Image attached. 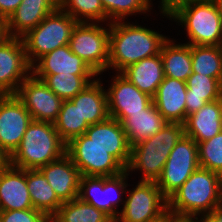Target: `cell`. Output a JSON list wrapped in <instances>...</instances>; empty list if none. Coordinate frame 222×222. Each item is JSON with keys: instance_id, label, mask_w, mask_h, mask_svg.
<instances>
[{"instance_id": "cell-1", "label": "cell", "mask_w": 222, "mask_h": 222, "mask_svg": "<svg viewBox=\"0 0 222 222\" xmlns=\"http://www.w3.org/2000/svg\"><path fill=\"white\" fill-rule=\"evenodd\" d=\"M168 39L157 31L137 24L110 22L108 69L121 73L142 59L156 56Z\"/></svg>"}, {"instance_id": "cell-2", "label": "cell", "mask_w": 222, "mask_h": 222, "mask_svg": "<svg viewBox=\"0 0 222 222\" xmlns=\"http://www.w3.org/2000/svg\"><path fill=\"white\" fill-rule=\"evenodd\" d=\"M161 14L186 28L189 45H222V17L213 0H180ZM184 25V26H183Z\"/></svg>"}, {"instance_id": "cell-3", "label": "cell", "mask_w": 222, "mask_h": 222, "mask_svg": "<svg viewBox=\"0 0 222 222\" xmlns=\"http://www.w3.org/2000/svg\"><path fill=\"white\" fill-rule=\"evenodd\" d=\"M222 201V176L198 167L167 199V212L177 216L195 217L211 213Z\"/></svg>"}, {"instance_id": "cell-4", "label": "cell", "mask_w": 222, "mask_h": 222, "mask_svg": "<svg viewBox=\"0 0 222 222\" xmlns=\"http://www.w3.org/2000/svg\"><path fill=\"white\" fill-rule=\"evenodd\" d=\"M65 153L66 143L54 123L32 120L19 147L10 156V165L25 170L39 169Z\"/></svg>"}, {"instance_id": "cell-5", "label": "cell", "mask_w": 222, "mask_h": 222, "mask_svg": "<svg viewBox=\"0 0 222 222\" xmlns=\"http://www.w3.org/2000/svg\"><path fill=\"white\" fill-rule=\"evenodd\" d=\"M183 135V123L167 122L158 133L131 147L130 161L125 170H141L140 181L157 182L171 150Z\"/></svg>"}, {"instance_id": "cell-6", "label": "cell", "mask_w": 222, "mask_h": 222, "mask_svg": "<svg viewBox=\"0 0 222 222\" xmlns=\"http://www.w3.org/2000/svg\"><path fill=\"white\" fill-rule=\"evenodd\" d=\"M76 24L74 18L58 7L29 30L21 37L29 64L32 66L43 55L68 45Z\"/></svg>"}, {"instance_id": "cell-7", "label": "cell", "mask_w": 222, "mask_h": 222, "mask_svg": "<svg viewBox=\"0 0 222 222\" xmlns=\"http://www.w3.org/2000/svg\"><path fill=\"white\" fill-rule=\"evenodd\" d=\"M77 22L69 40L71 51L84 60L98 75L108 69L110 24Z\"/></svg>"}, {"instance_id": "cell-8", "label": "cell", "mask_w": 222, "mask_h": 222, "mask_svg": "<svg viewBox=\"0 0 222 222\" xmlns=\"http://www.w3.org/2000/svg\"><path fill=\"white\" fill-rule=\"evenodd\" d=\"M129 174L125 170L111 177L81 176L78 198L103 211L115 221L120 213L116 207H119L121 203L124 204L122 196L127 191L126 180Z\"/></svg>"}, {"instance_id": "cell-9", "label": "cell", "mask_w": 222, "mask_h": 222, "mask_svg": "<svg viewBox=\"0 0 222 222\" xmlns=\"http://www.w3.org/2000/svg\"><path fill=\"white\" fill-rule=\"evenodd\" d=\"M66 154L79 169L81 176L111 177L125 171L107 150L92 142L85 134L66 144Z\"/></svg>"}, {"instance_id": "cell-10", "label": "cell", "mask_w": 222, "mask_h": 222, "mask_svg": "<svg viewBox=\"0 0 222 222\" xmlns=\"http://www.w3.org/2000/svg\"><path fill=\"white\" fill-rule=\"evenodd\" d=\"M114 222H155L167 212V199L156 182L139 181Z\"/></svg>"}, {"instance_id": "cell-11", "label": "cell", "mask_w": 222, "mask_h": 222, "mask_svg": "<svg viewBox=\"0 0 222 222\" xmlns=\"http://www.w3.org/2000/svg\"><path fill=\"white\" fill-rule=\"evenodd\" d=\"M200 167L197 142L183 135L171 150L157 186L168 199Z\"/></svg>"}, {"instance_id": "cell-12", "label": "cell", "mask_w": 222, "mask_h": 222, "mask_svg": "<svg viewBox=\"0 0 222 222\" xmlns=\"http://www.w3.org/2000/svg\"><path fill=\"white\" fill-rule=\"evenodd\" d=\"M32 120L15 94L0 95V146L9 156L19 147Z\"/></svg>"}, {"instance_id": "cell-13", "label": "cell", "mask_w": 222, "mask_h": 222, "mask_svg": "<svg viewBox=\"0 0 222 222\" xmlns=\"http://www.w3.org/2000/svg\"><path fill=\"white\" fill-rule=\"evenodd\" d=\"M15 95L23 102L33 120L56 121L63 100L32 73L20 84Z\"/></svg>"}, {"instance_id": "cell-14", "label": "cell", "mask_w": 222, "mask_h": 222, "mask_svg": "<svg viewBox=\"0 0 222 222\" xmlns=\"http://www.w3.org/2000/svg\"><path fill=\"white\" fill-rule=\"evenodd\" d=\"M30 74L22 38L10 37L0 45V95L16 94Z\"/></svg>"}, {"instance_id": "cell-15", "label": "cell", "mask_w": 222, "mask_h": 222, "mask_svg": "<svg viewBox=\"0 0 222 222\" xmlns=\"http://www.w3.org/2000/svg\"><path fill=\"white\" fill-rule=\"evenodd\" d=\"M112 79L111 86L106 89L110 118L121 123L130 113L143 112L153 103L151 96L140 91L121 73Z\"/></svg>"}, {"instance_id": "cell-16", "label": "cell", "mask_w": 222, "mask_h": 222, "mask_svg": "<svg viewBox=\"0 0 222 222\" xmlns=\"http://www.w3.org/2000/svg\"><path fill=\"white\" fill-rule=\"evenodd\" d=\"M31 73L40 80H43L47 75L59 73L98 75L84 60L71 51L69 44L40 57L31 66Z\"/></svg>"}, {"instance_id": "cell-17", "label": "cell", "mask_w": 222, "mask_h": 222, "mask_svg": "<svg viewBox=\"0 0 222 222\" xmlns=\"http://www.w3.org/2000/svg\"><path fill=\"white\" fill-rule=\"evenodd\" d=\"M84 134L107 150L125 169L127 168L131 146L119 121L109 117L103 122L90 125Z\"/></svg>"}, {"instance_id": "cell-18", "label": "cell", "mask_w": 222, "mask_h": 222, "mask_svg": "<svg viewBox=\"0 0 222 222\" xmlns=\"http://www.w3.org/2000/svg\"><path fill=\"white\" fill-rule=\"evenodd\" d=\"M39 170L62 202L78 198L81 174L66 153Z\"/></svg>"}, {"instance_id": "cell-19", "label": "cell", "mask_w": 222, "mask_h": 222, "mask_svg": "<svg viewBox=\"0 0 222 222\" xmlns=\"http://www.w3.org/2000/svg\"><path fill=\"white\" fill-rule=\"evenodd\" d=\"M27 170L8 165L0 171V211L33 209Z\"/></svg>"}, {"instance_id": "cell-20", "label": "cell", "mask_w": 222, "mask_h": 222, "mask_svg": "<svg viewBox=\"0 0 222 222\" xmlns=\"http://www.w3.org/2000/svg\"><path fill=\"white\" fill-rule=\"evenodd\" d=\"M186 82L170 77L158 86L153 103L167 122L184 123L186 120Z\"/></svg>"}, {"instance_id": "cell-21", "label": "cell", "mask_w": 222, "mask_h": 222, "mask_svg": "<svg viewBox=\"0 0 222 222\" xmlns=\"http://www.w3.org/2000/svg\"><path fill=\"white\" fill-rule=\"evenodd\" d=\"M59 7V0H22L7 20L10 37L24 36Z\"/></svg>"}, {"instance_id": "cell-22", "label": "cell", "mask_w": 222, "mask_h": 222, "mask_svg": "<svg viewBox=\"0 0 222 222\" xmlns=\"http://www.w3.org/2000/svg\"><path fill=\"white\" fill-rule=\"evenodd\" d=\"M184 124V135L197 144L213 138L222 131V98L206 103L198 111L188 115Z\"/></svg>"}, {"instance_id": "cell-23", "label": "cell", "mask_w": 222, "mask_h": 222, "mask_svg": "<svg viewBox=\"0 0 222 222\" xmlns=\"http://www.w3.org/2000/svg\"><path fill=\"white\" fill-rule=\"evenodd\" d=\"M102 86V82L96 77V80L70 99L78 106L82 119L89 125L103 122L110 117L106 90Z\"/></svg>"}, {"instance_id": "cell-24", "label": "cell", "mask_w": 222, "mask_h": 222, "mask_svg": "<svg viewBox=\"0 0 222 222\" xmlns=\"http://www.w3.org/2000/svg\"><path fill=\"white\" fill-rule=\"evenodd\" d=\"M121 74L140 91L153 97L165 77L162 56L157 54L142 59L125 68Z\"/></svg>"}, {"instance_id": "cell-25", "label": "cell", "mask_w": 222, "mask_h": 222, "mask_svg": "<svg viewBox=\"0 0 222 222\" xmlns=\"http://www.w3.org/2000/svg\"><path fill=\"white\" fill-rule=\"evenodd\" d=\"M166 123L167 121L152 103L147 109H143V112L130 113L121 125L132 147L158 133Z\"/></svg>"}, {"instance_id": "cell-26", "label": "cell", "mask_w": 222, "mask_h": 222, "mask_svg": "<svg viewBox=\"0 0 222 222\" xmlns=\"http://www.w3.org/2000/svg\"><path fill=\"white\" fill-rule=\"evenodd\" d=\"M186 117L206 103L222 98V82L219 79L192 73L186 81Z\"/></svg>"}, {"instance_id": "cell-27", "label": "cell", "mask_w": 222, "mask_h": 222, "mask_svg": "<svg viewBox=\"0 0 222 222\" xmlns=\"http://www.w3.org/2000/svg\"><path fill=\"white\" fill-rule=\"evenodd\" d=\"M168 39L161 50L165 77L187 81L192 74L191 45Z\"/></svg>"}, {"instance_id": "cell-28", "label": "cell", "mask_w": 222, "mask_h": 222, "mask_svg": "<svg viewBox=\"0 0 222 222\" xmlns=\"http://www.w3.org/2000/svg\"><path fill=\"white\" fill-rule=\"evenodd\" d=\"M27 186L34 209L40 210L49 219L63 204L39 169L27 170Z\"/></svg>"}, {"instance_id": "cell-29", "label": "cell", "mask_w": 222, "mask_h": 222, "mask_svg": "<svg viewBox=\"0 0 222 222\" xmlns=\"http://www.w3.org/2000/svg\"><path fill=\"white\" fill-rule=\"evenodd\" d=\"M50 222H113V220L91 204L75 198L63 202L50 218Z\"/></svg>"}, {"instance_id": "cell-30", "label": "cell", "mask_w": 222, "mask_h": 222, "mask_svg": "<svg viewBox=\"0 0 222 222\" xmlns=\"http://www.w3.org/2000/svg\"><path fill=\"white\" fill-rule=\"evenodd\" d=\"M192 73L219 79L222 82V45H191Z\"/></svg>"}, {"instance_id": "cell-31", "label": "cell", "mask_w": 222, "mask_h": 222, "mask_svg": "<svg viewBox=\"0 0 222 222\" xmlns=\"http://www.w3.org/2000/svg\"><path fill=\"white\" fill-rule=\"evenodd\" d=\"M54 126L60 138L67 144L71 139L83 135L90 125L82 119L78 106L71 100H63Z\"/></svg>"}, {"instance_id": "cell-32", "label": "cell", "mask_w": 222, "mask_h": 222, "mask_svg": "<svg viewBox=\"0 0 222 222\" xmlns=\"http://www.w3.org/2000/svg\"><path fill=\"white\" fill-rule=\"evenodd\" d=\"M97 75L53 74L42 81L62 100H70L89 85Z\"/></svg>"}, {"instance_id": "cell-33", "label": "cell", "mask_w": 222, "mask_h": 222, "mask_svg": "<svg viewBox=\"0 0 222 222\" xmlns=\"http://www.w3.org/2000/svg\"><path fill=\"white\" fill-rule=\"evenodd\" d=\"M59 7L77 22L106 21V13L101 0H59Z\"/></svg>"}, {"instance_id": "cell-34", "label": "cell", "mask_w": 222, "mask_h": 222, "mask_svg": "<svg viewBox=\"0 0 222 222\" xmlns=\"http://www.w3.org/2000/svg\"><path fill=\"white\" fill-rule=\"evenodd\" d=\"M106 13V21H124L127 16L136 13H148L151 9V0H101Z\"/></svg>"}, {"instance_id": "cell-35", "label": "cell", "mask_w": 222, "mask_h": 222, "mask_svg": "<svg viewBox=\"0 0 222 222\" xmlns=\"http://www.w3.org/2000/svg\"><path fill=\"white\" fill-rule=\"evenodd\" d=\"M200 167L222 176V131L213 138L198 143Z\"/></svg>"}, {"instance_id": "cell-36", "label": "cell", "mask_w": 222, "mask_h": 222, "mask_svg": "<svg viewBox=\"0 0 222 222\" xmlns=\"http://www.w3.org/2000/svg\"><path fill=\"white\" fill-rule=\"evenodd\" d=\"M0 222H50V219L40 210L33 208L0 211Z\"/></svg>"}, {"instance_id": "cell-37", "label": "cell", "mask_w": 222, "mask_h": 222, "mask_svg": "<svg viewBox=\"0 0 222 222\" xmlns=\"http://www.w3.org/2000/svg\"><path fill=\"white\" fill-rule=\"evenodd\" d=\"M22 0H0V13L6 20L15 12Z\"/></svg>"}, {"instance_id": "cell-38", "label": "cell", "mask_w": 222, "mask_h": 222, "mask_svg": "<svg viewBox=\"0 0 222 222\" xmlns=\"http://www.w3.org/2000/svg\"><path fill=\"white\" fill-rule=\"evenodd\" d=\"M166 222H196V221L194 217L177 216V215L167 213Z\"/></svg>"}, {"instance_id": "cell-39", "label": "cell", "mask_w": 222, "mask_h": 222, "mask_svg": "<svg viewBox=\"0 0 222 222\" xmlns=\"http://www.w3.org/2000/svg\"><path fill=\"white\" fill-rule=\"evenodd\" d=\"M198 217H200V220ZM194 218L196 222H219V220L212 213H204L201 214V216L198 215Z\"/></svg>"}, {"instance_id": "cell-40", "label": "cell", "mask_w": 222, "mask_h": 222, "mask_svg": "<svg viewBox=\"0 0 222 222\" xmlns=\"http://www.w3.org/2000/svg\"><path fill=\"white\" fill-rule=\"evenodd\" d=\"M10 164V156L0 146V171Z\"/></svg>"}, {"instance_id": "cell-41", "label": "cell", "mask_w": 222, "mask_h": 222, "mask_svg": "<svg viewBox=\"0 0 222 222\" xmlns=\"http://www.w3.org/2000/svg\"><path fill=\"white\" fill-rule=\"evenodd\" d=\"M10 38L7 24H0V45Z\"/></svg>"}, {"instance_id": "cell-42", "label": "cell", "mask_w": 222, "mask_h": 222, "mask_svg": "<svg viewBox=\"0 0 222 222\" xmlns=\"http://www.w3.org/2000/svg\"><path fill=\"white\" fill-rule=\"evenodd\" d=\"M219 222H222V201L211 212Z\"/></svg>"}, {"instance_id": "cell-43", "label": "cell", "mask_w": 222, "mask_h": 222, "mask_svg": "<svg viewBox=\"0 0 222 222\" xmlns=\"http://www.w3.org/2000/svg\"><path fill=\"white\" fill-rule=\"evenodd\" d=\"M180 0H161L160 1V9H167L173 2Z\"/></svg>"}, {"instance_id": "cell-44", "label": "cell", "mask_w": 222, "mask_h": 222, "mask_svg": "<svg viewBox=\"0 0 222 222\" xmlns=\"http://www.w3.org/2000/svg\"><path fill=\"white\" fill-rule=\"evenodd\" d=\"M213 2L215 3L217 10L222 17V0H213Z\"/></svg>"}, {"instance_id": "cell-45", "label": "cell", "mask_w": 222, "mask_h": 222, "mask_svg": "<svg viewBox=\"0 0 222 222\" xmlns=\"http://www.w3.org/2000/svg\"><path fill=\"white\" fill-rule=\"evenodd\" d=\"M0 24H7V20L4 18V16L0 13Z\"/></svg>"}, {"instance_id": "cell-46", "label": "cell", "mask_w": 222, "mask_h": 222, "mask_svg": "<svg viewBox=\"0 0 222 222\" xmlns=\"http://www.w3.org/2000/svg\"><path fill=\"white\" fill-rule=\"evenodd\" d=\"M155 222H166V215L163 218H161V219H159L158 221H155Z\"/></svg>"}]
</instances>
